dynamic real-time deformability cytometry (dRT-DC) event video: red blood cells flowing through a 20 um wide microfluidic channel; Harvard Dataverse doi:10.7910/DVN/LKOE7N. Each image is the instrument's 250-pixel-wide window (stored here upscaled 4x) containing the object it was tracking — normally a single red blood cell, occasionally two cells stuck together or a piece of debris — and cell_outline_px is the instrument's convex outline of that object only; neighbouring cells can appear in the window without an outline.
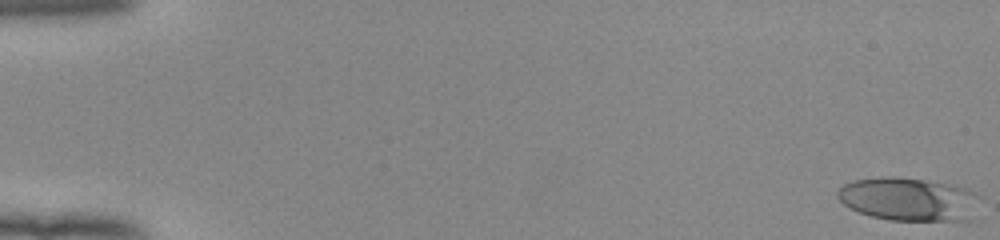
{"species": "human", "species_latin": "Homo sapiens", "temperature_condition": "room temperature", "stored_images_in_passage": 53, "camera_frame_rate_fps": 3000, "um_per_image_px": 0.085, "donor": {"sex": "female"}, "frame": {"image": 1, "passage_image": 1, "time_ms": 0.0, "image_size_px": [1000, 240], "cell_outline_px": [[980, 196], [972, 220], [888, 220], [872, 216], [848, 208], [836, 196], [836, 192], [844, 184], [852, 180], [892, 176], [956, 184], [976, 192]], "centroid_in_image_um": [77.27, 16.93], "position_along_channel_um": 7.7, "area_um2": 36.18}}
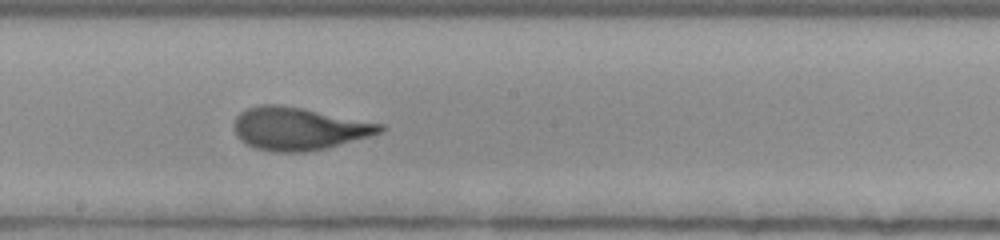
{"frame": {"image": 2, "passage_image": 31, "time_ms": 10.0, "image_size_px": [1000, 240], "cell_outline_px": [[388, 128], [384, 132], [328, 148], [304, 152], [272, 152], [256, 148], [244, 144], [236, 136], [236, 116], [240, 112], [248, 108], [260, 104], [276, 104], [300, 108], [384, 124]], "centroid_in_image_um": [25.42, 10.95], "position_along_channel_um": 222.8, "area_um2": 36.36}}
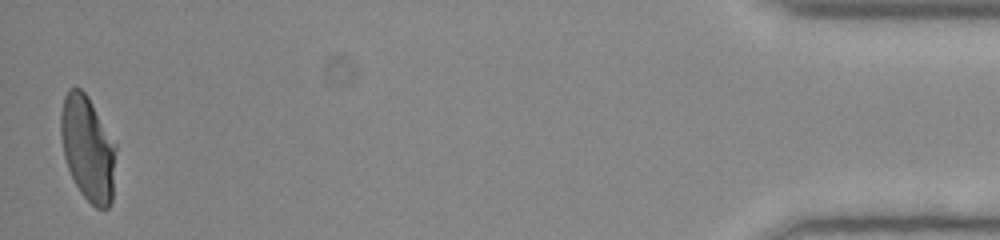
{"frame": {"image": 3, "passage_image": 53, "time_ms": 17.333, "image_size_px": [1000, 240], "cell_outline_px": [[116, 148], [112, 200], [108, 208], [96, 208], [80, 192], [68, 168], [64, 156], [60, 132], [60, 112], [64, 96], [68, 88], [80, 88], [88, 96], [116, 144]], "centroid_in_image_um": [7.45, 12.59], "position_along_channel_um": 427.7, "area_um2": 33.64}, "authors_computed_cell_mechanics": {"area_um2": 35.2002, "velocity_mm_per_s": 3.94, "shape_relaxation_time_tau1_ms": 7.5134, "shape_relaxation_time_tau2_ms": 0.8021, "deformation_change_tau1": 0.3132, "deformation_change_tau2": 0.0872}}